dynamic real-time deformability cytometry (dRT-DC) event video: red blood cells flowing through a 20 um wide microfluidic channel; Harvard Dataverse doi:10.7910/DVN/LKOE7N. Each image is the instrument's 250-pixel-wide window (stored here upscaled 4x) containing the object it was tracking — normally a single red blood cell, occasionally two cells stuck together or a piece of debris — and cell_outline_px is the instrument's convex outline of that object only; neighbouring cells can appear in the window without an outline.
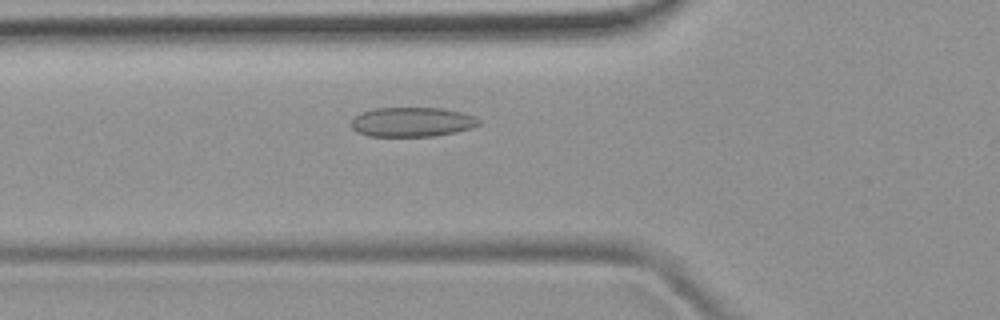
{"species": "common noctule bat (a hibernating species)", "species_latin": "Nyctalus noctula", "temperature_condition": "room temperature", "stored_images_in_passage": 38, "camera_frame_rate_fps": 3000, "um_per_image_px": 0.085, "animal": {"sex": "female", "body_mass_g": 19.9}, "frame": {"image": 1, "passage_image": 5, "time_ms": 1.333, "image_size_px": [1000, 320], "cell_outline_px": [[480, 124], [472, 128], [456, 132], [432, 136], [368, 136], [356, 132], [352, 128], [352, 120], [360, 112], [372, 108], [440, 108], [460, 112], [472, 116], [480, 120]], "centroid_in_image_um": [34.99, 10.37], "position_along_channel_um": 90.8, "area_um2": 21.91}}
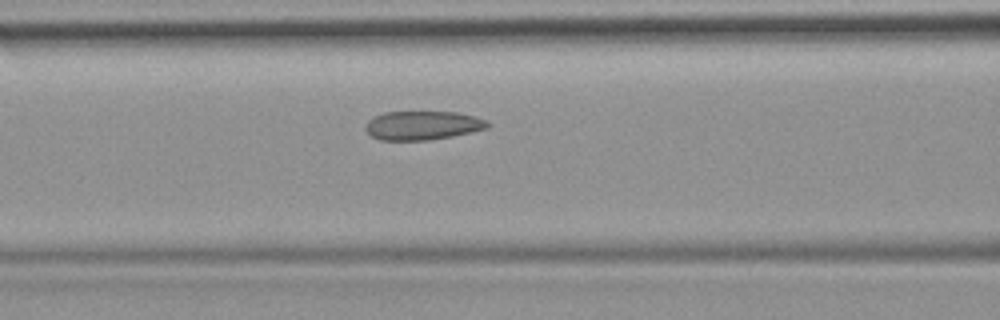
{"frame": {"image": 2, "passage_image": 8, "time_ms": 2.333, "image_size_px": [1000, 320], "cell_outline_px": [[492, 124], [488, 128], [452, 136], [428, 140], [380, 140], [372, 136], [364, 128], [364, 124], [368, 120], [384, 112], [456, 112], [476, 116], [488, 120]], "centroid_in_image_um": [35.95, 10.65], "position_along_channel_um": 130.7, "area_um2": 20.63}}
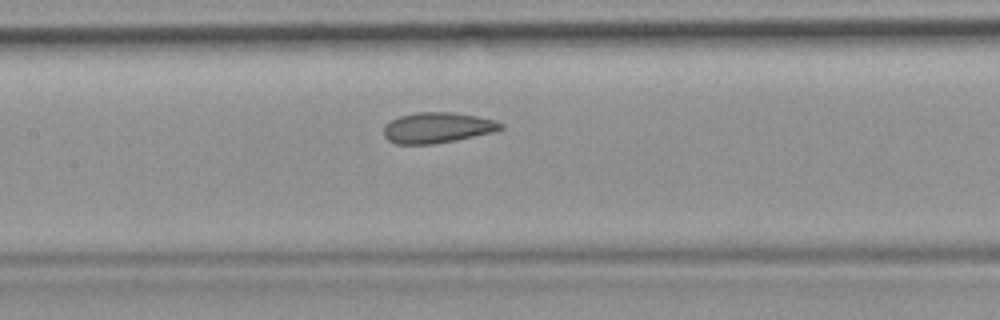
{"frame": {"image": 3, "passage_image": 11, "time_ms": 3.333, "image_size_px": [1000, 320], "cell_outline_px": [[504, 128], [492, 132], [456, 140], [432, 144], [396, 144], [388, 140], [384, 136], [384, 124], [400, 116], [416, 112], [452, 112], [476, 116], [492, 120], [504, 124]], "centroid_in_image_um": [37.14, 10.85], "position_along_channel_um": 170.3, "area_um2": 20.75}, "authors_computed_cell_mechanics": {"area_um2": 20.9236, "velocity_mm_per_s": 3.9593, "shape_relaxation_time_tau1_ms": null, "shape_relaxation_time_tau2_ms": 1.2608, "deformation_change_tau1": null, "deformation_change_tau2": 0.073}}